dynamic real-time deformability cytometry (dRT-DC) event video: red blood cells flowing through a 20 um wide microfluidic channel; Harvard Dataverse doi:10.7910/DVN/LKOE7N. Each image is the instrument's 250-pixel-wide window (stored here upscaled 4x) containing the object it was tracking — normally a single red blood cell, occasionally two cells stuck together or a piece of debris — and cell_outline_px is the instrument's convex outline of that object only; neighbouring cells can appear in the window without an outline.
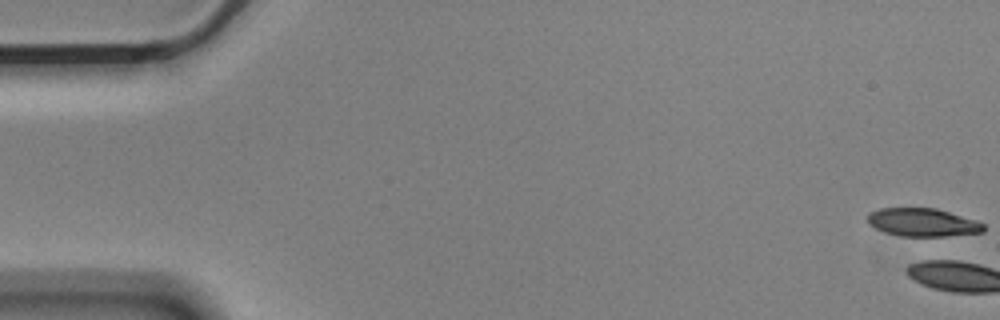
{"species": "Egyptian fruit bat (a non-hibernating species)", "species_latin": "Rousettus aegyptiacus", "temperature_condition": "cold", "stored_images_in_passage": 4, "camera_frame_rate_fps": 3000, "um_per_image_px": 0.085, "animal": {"sex": "male"}, "frame": {"image": 1, "passage_image": 1, "time_ms": 0.0, "image_size_px": [1000, 320], "cell_outline_px": [[984, 232], [944, 236], [900, 236], [884, 232], [868, 224], [868, 216], [872, 212], [880, 208], [936, 208], [976, 220], [984, 224]], "centroid_in_image_um": [78.43, 18.9], "position_along_channel_um": 6.6, "area_um2": 18.9}}